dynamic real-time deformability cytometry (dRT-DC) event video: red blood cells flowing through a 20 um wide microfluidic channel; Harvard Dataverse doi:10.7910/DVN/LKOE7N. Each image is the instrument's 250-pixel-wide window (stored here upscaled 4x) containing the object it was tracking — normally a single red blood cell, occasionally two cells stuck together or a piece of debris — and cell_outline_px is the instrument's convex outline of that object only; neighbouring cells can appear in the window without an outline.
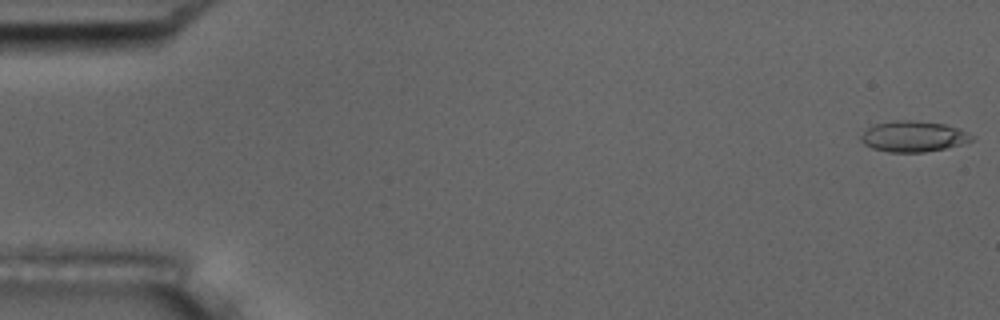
{"species": "common noctule bat (a hibernating species)", "species_latin": "Nyctalus noctula", "temperature_condition": "room temperature", "stored_images_in_passage": 54, "camera_frame_rate_fps": 3000, "um_per_image_px": 0.085, "animal": {"sex": "male", "body_mass_g": 17.5, "forearm_length_mm": 52.3}, "frame": {"image": 1, "passage_image": 1, "time_ms": 0.0, "image_size_px": [1000, 320], "cell_outline_px": [[976, 136], [972, 140], [964, 144], [924, 152], [888, 152], [872, 148], [864, 144], [860, 140], [860, 136], [872, 124], [896, 120], [916, 120], [944, 124], [960, 128]], "centroid_in_image_um": [77.66, 11.59], "position_along_channel_um": 7.3, "area_um2": 20.11}}
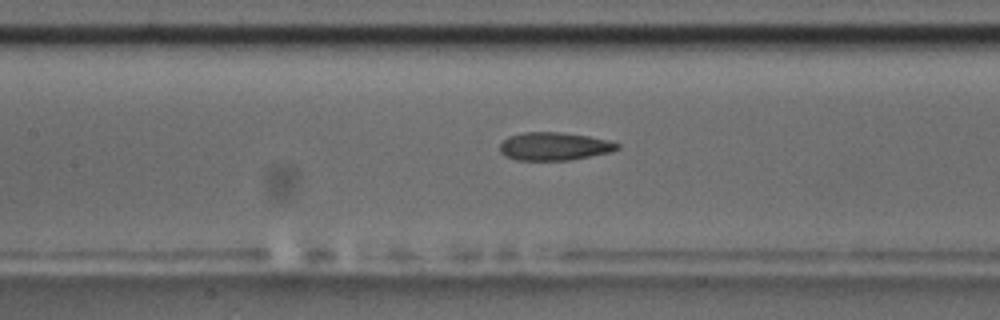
{"frame": {"image": 2, "passage_image": 25, "time_ms": 8.0, "image_size_px": [1000, 320], "cell_outline_px": [[620, 148], [612, 152], [568, 160], [516, 160], [504, 156], [500, 152], [500, 144], [508, 136], [524, 132], [560, 132], [588, 136], [608, 140], [620, 144]], "centroid_in_image_um": [47.1, 12.44], "position_along_channel_um": 160.3, "area_um2": 19.25}}
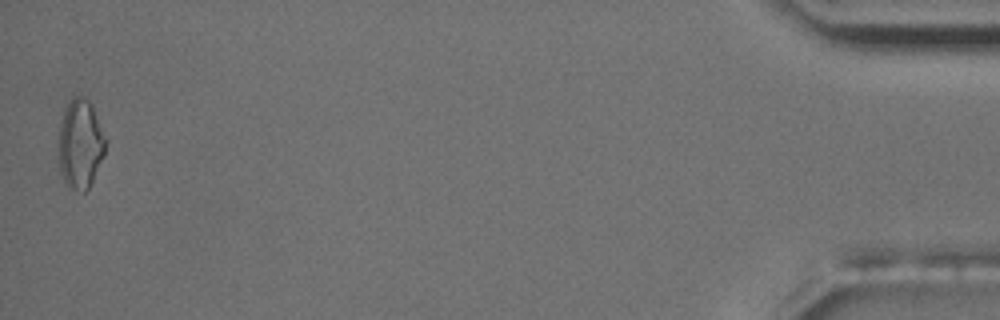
{"frame": {"image": 3, "passage_image": 54, "time_ms": 17.667, "image_size_px": [1000, 320], "cell_outline_px": [[104, 156], [88, 188], [84, 192], [68, 188], [64, 180], [60, 168], [60, 124], [64, 112], [68, 104], [76, 96], [84, 96], [92, 104], [104, 136]], "centroid_in_image_um": [6.83, 12.25], "position_along_channel_um": 428.4, "area_um2": 23.64}, "authors_computed_cell_mechanics": {"area_um2": 19.3052, "velocity_mm_per_s": 3.7239, "shape_relaxation_time_tau1_ms": null, "shape_relaxation_time_tau2_ms": 2.8293, "deformation_change_tau1": null, "deformation_change_tau2": 0.1059}}